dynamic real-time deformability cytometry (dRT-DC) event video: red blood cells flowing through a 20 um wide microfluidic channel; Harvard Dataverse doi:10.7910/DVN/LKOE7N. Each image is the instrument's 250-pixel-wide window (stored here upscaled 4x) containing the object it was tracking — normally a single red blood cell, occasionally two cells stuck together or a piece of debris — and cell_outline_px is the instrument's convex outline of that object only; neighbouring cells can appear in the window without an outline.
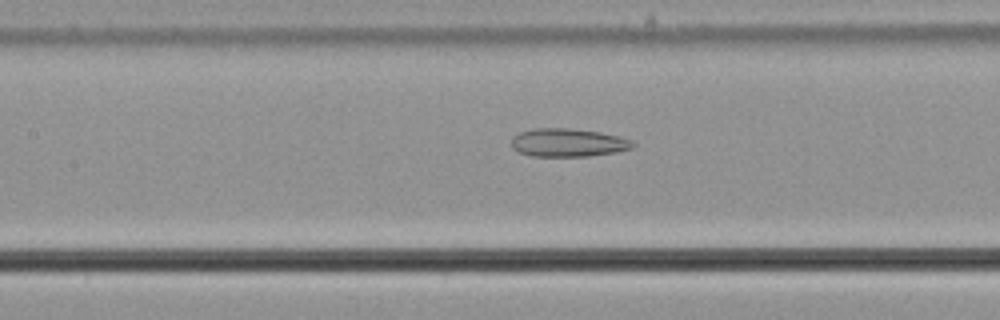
{"species": "common noctule bat (a hibernating species)", "species_latin": "Nyctalus noctula", "temperature_condition": "cold", "stored_images_in_passage": 41, "camera_frame_rate_fps": 3000, "um_per_image_px": 0.085, "animal": {"sex": "male", "body_mass_g": 21.5, "forearm_length_mm": 52.0}, "frame": {"image": 1, "passage_image": 14, "time_ms": 4.333, "image_size_px": [1000, 320], "cell_outline_px": [[636, 144], [632, 148], [616, 152], [588, 156], [532, 156], [516, 152], [512, 148], [512, 136], [520, 132], [532, 128], [572, 128], [600, 132], [620, 136], [632, 140]], "centroid_in_image_um": [48.27, 12.12], "position_along_channel_um": 159.1, "area_um2": 20.23}}
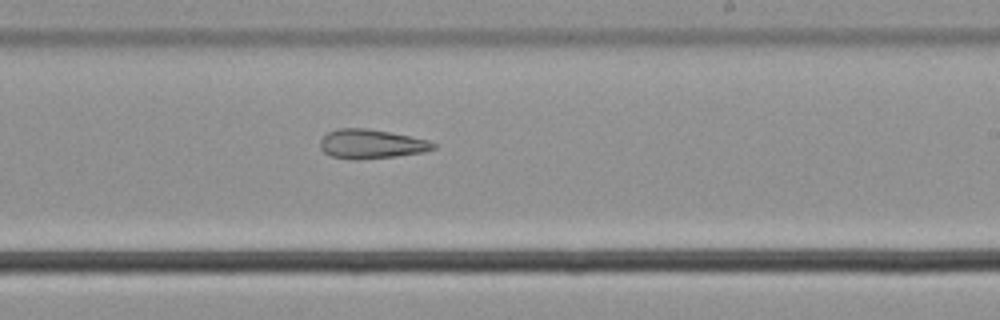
{"frame": {"image": 2, "passage_image": 22, "time_ms": 7.0, "image_size_px": [1000, 320], "cell_outline_px": [[436, 148], [424, 152], [396, 156], [356, 160], [332, 156], [324, 152], [320, 148], [320, 140], [328, 132], [336, 128], [364, 128], [388, 132], [428, 140], [436, 144]], "centroid_in_image_um": [31.54, 12.24], "position_along_channel_um": 257.5, "area_um2": 19.13}}
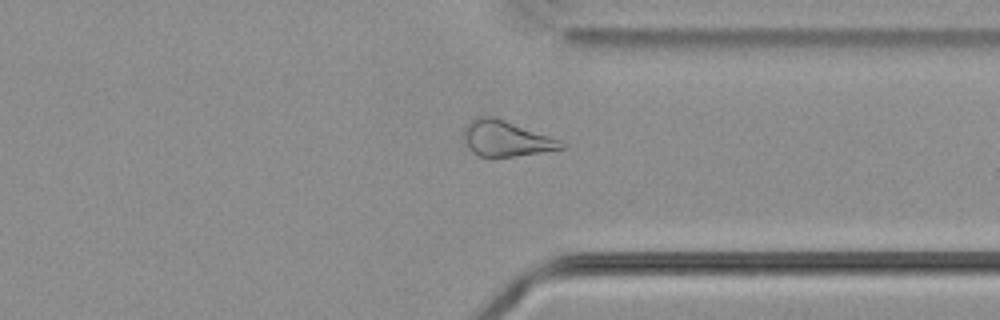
{"frame": {"image": 3, "passage_image": 31, "time_ms": 10.0, "image_size_px": [1000, 320], "cell_outline_px": [[568, 144], [564, 148], [516, 156], [480, 156], [472, 152], [464, 144], [464, 128], [468, 120], [476, 116], [492, 116], [504, 120], [560, 140]], "centroid_in_image_um": [42.96, 11.77], "position_along_channel_um": 368.4, "area_um2": 20.11}, "authors_computed_cell_mechanics": {"area_um2": 20.9236, "velocity_mm_per_s": 3.6935, "shape_relaxation_time_tau1_ms": null, "shape_relaxation_time_tau2_ms": 5.2188, "deformation_change_tau1": null, "deformation_change_tau2": 0.1591}}